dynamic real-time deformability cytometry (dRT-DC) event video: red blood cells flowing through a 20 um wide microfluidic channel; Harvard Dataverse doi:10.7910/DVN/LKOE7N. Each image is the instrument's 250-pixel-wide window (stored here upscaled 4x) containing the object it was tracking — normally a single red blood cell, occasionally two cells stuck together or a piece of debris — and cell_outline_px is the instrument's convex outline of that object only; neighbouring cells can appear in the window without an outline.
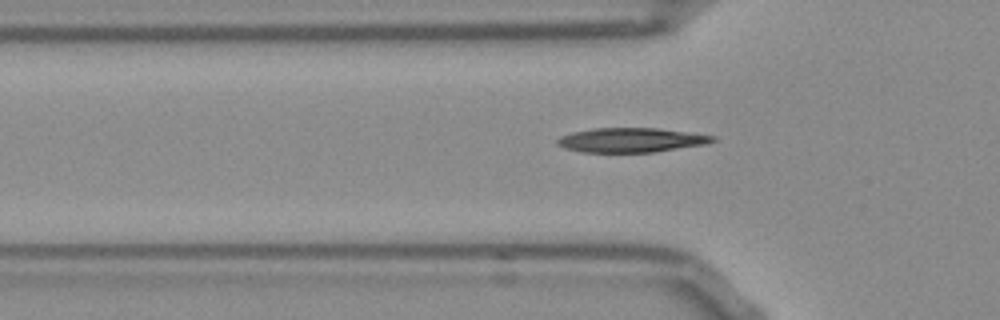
{"species": "Egyptian fruit bat (a non-hibernating species)", "species_latin": "Rousettus aegyptiacus", "temperature_condition": "room temperature", "stored_images_in_passage": 34, "camera_frame_rate_fps": 3000, "um_per_image_px": 0.085, "frame": {"image": 1, "passage_image": 6, "time_ms": 1.667, "image_size_px": [1000, 320], "cell_outline_px": [[716, 140], [704, 144], [652, 152], [580, 152], [564, 148], [556, 144], [556, 140], [560, 136], [572, 132], [592, 128], [660, 128], [716, 136]], "centroid_in_image_um": [53.59, 11.9], "position_along_channel_um": 72.2, "area_um2": 22.08}}
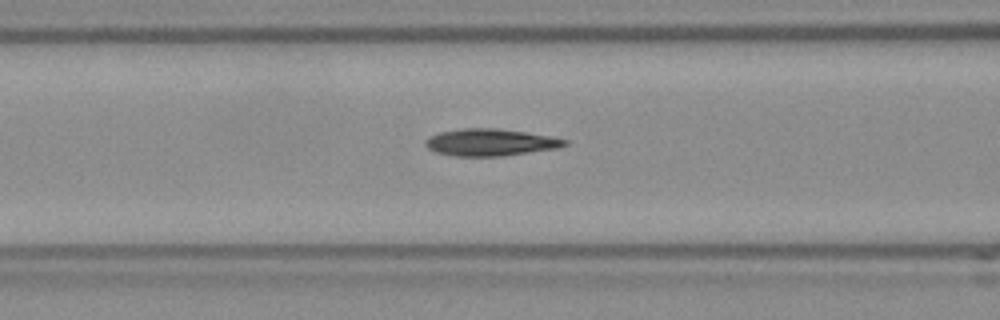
{"frame": {"image": 2, "passage_image": 10, "time_ms": 3.0, "image_size_px": [1000, 320], "cell_outline_px": [[568, 144], [556, 148], [500, 156], [456, 156], [436, 152], [428, 148], [424, 144], [424, 140], [428, 136], [440, 132], [464, 128], [496, 128], [524, 132], [548, 136], [568, 140]], "centroid_in_image_um": [41.62, 12.09], "position_along_channel_um": 125.0, "area_um2": 21.68}, "authors_computed_cell_mechanics": {"area_um2": 21.2704, "velocity_mm_per_s": 3.8768, "shape_relaxation_time_tau1_ms": 8.7432, "shape_relaxation_time_tau2_ms": 7.8017, "deformation_change_tau1": 0.2201, "deformation_change_tau2": 0.1823}}